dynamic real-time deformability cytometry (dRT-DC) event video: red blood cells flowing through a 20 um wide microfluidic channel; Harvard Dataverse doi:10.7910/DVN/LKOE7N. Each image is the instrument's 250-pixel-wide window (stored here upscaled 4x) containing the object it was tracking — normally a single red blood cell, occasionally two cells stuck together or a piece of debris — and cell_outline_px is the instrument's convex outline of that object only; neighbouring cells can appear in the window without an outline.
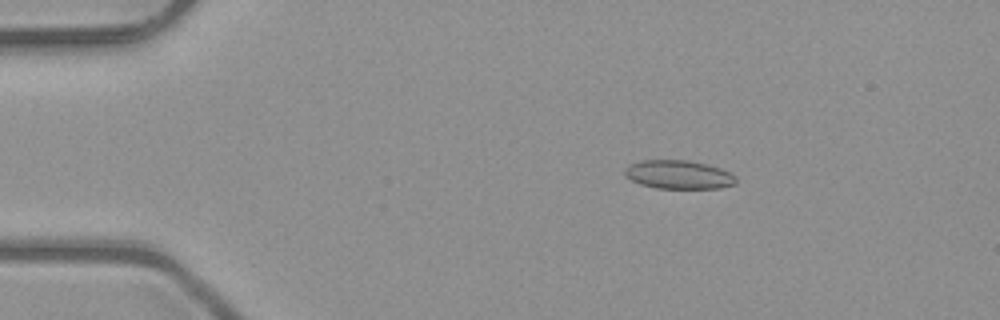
{"species": "common noctule bat (a hibernating species)", "species_latin": "Nyctalus noctula", "temperature_condition": "room temperature", "stored_images_in_passage": 5, "camera_frame_rate_fps": 3000, "um_per_image_px": 0.085, "animal": {"sex": "male", "body_mass_g": 23.1, "forearm_length_mm": 52.7}, "frame": {"image": 1, "passage_image": 3, "time_ms": 0.667, "image_size_px": [1000, 320], "cell_outline_px": [[736, 184], [720, 188], [656, 188], [640, 184], [624, 176], [624, 168], [628, 164], [640, 160], [688, 160], [708, 164], [720, 168], [736, 176]], "centroid_in_image_um": [57.65, 14.83], "position_along_channel_um": 27.3, "area_um2": 18.73}}
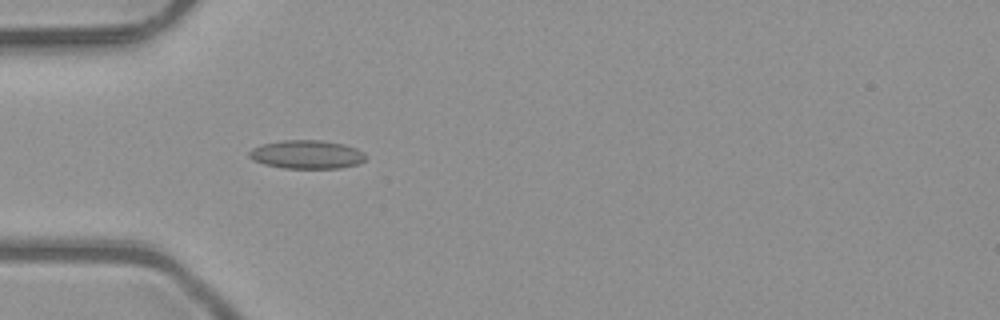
{"frame": {"image": 2, "passage_image": 5, "time_ms": 1.333, "image_size_px": [1000, 320], "cell_outline_px": [[368, 156], [364, 160], [356, 164], [340, 168], [284, 168], [264, 164], [248, 156], [248, 152], [252, 148], [260, 144], [284, 140], [320, 140], [340, 144], [356, 148], [364, 152]], "centroid_in_image_um": [26.07, 13.13], "position_along_channel_um": 58.9, "area_um2": 19.25}}